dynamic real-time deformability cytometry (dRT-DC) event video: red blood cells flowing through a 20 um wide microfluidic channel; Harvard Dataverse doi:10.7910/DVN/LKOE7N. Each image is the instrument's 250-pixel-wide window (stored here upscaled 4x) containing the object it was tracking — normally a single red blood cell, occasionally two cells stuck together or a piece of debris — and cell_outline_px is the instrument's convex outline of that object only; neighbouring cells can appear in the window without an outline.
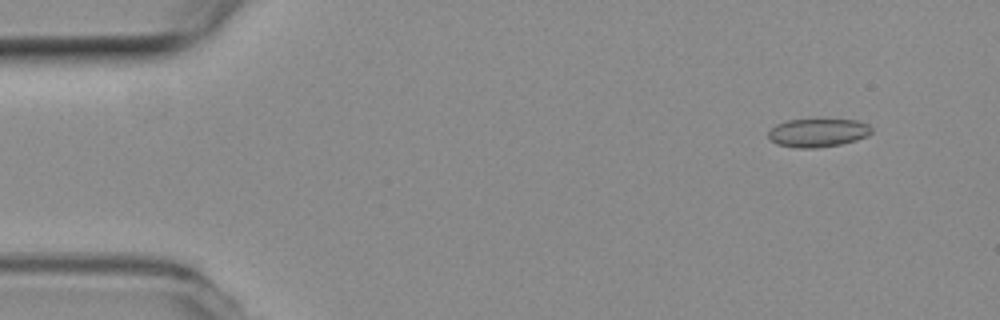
{"species": "common noctule bat (a hibernating species)", "species_latin": "Nyctalus noctula", "temperature_condition": "room temperature", "stored_images_in_passage": 50, "camera_frame_rate_fps": 3000, "um_per_image_px": 0.085, "animal": {"sex": "female", "body_mass_g": 19.3, "forearm_length_mm": 54.1}, "frame": {"image": 1, "passage_image": 1, "time_ms": 0.0, "image_size_px": [1000, 320], "cell_outline_px": [[872, 132], [868, 136], [856, 140], [840, 144], [816, 148], [796, 148], [776, 144], [768, 136], [768, 132], [776, 124], [788, 120], [856, 120], [868, 124], [872, 128]], "centroid_in_image_um": [69.53, 11.29], "position_along_channel_um": 15.5, "area_um2": 16.99}}
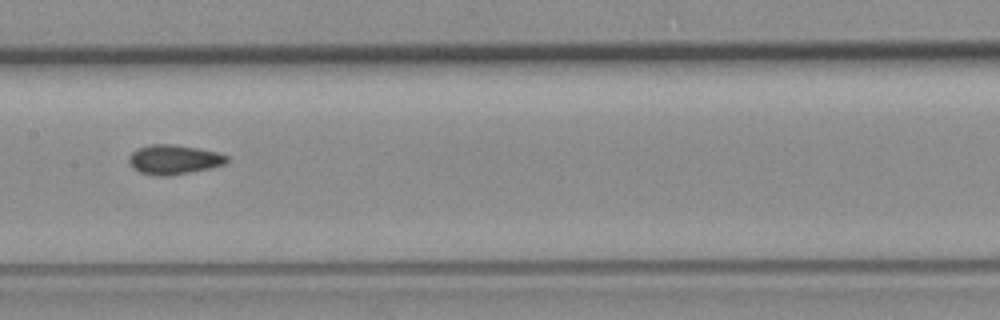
{"frame": {"image": 2, "passage_image": 23, "time_ms": 7.333, "image_size_px": [1000, 320], "cell_outline_px": [[228, 160], [224, 164], [208, 168], [168, 176], [152, 176], [140, 172], [132, 168], [128, 164], [128, 156], [136, 148], [152, 144], [172, 144], [196, 148], [216, 152], [228, 156]], "centroid_in_image_um": [14.7, 13.56], "position_along_channel_um": 192.7, "area_um2": 16.82}}
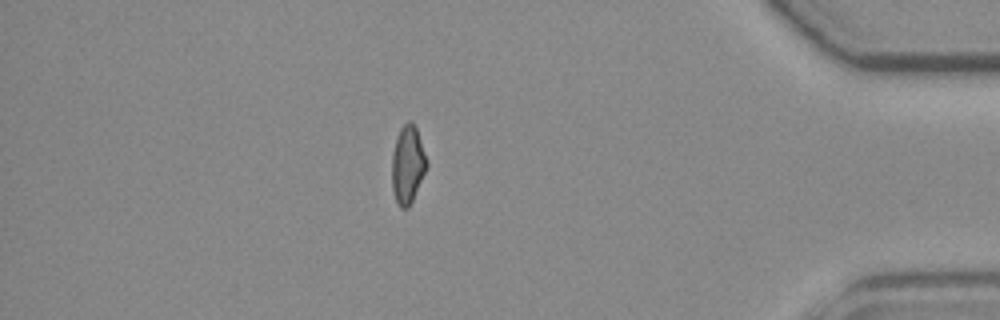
{"frame": {"image": 3, "passage_image": 43, "time_ms": 14.0, "image_size_px": [1000, 320], "cell_outline_px": [[428, 164], [412, 200], [408, 208], [400, 208], [396, 200], [392, 188], [392, 152], [400, 128], [408, 120], [416, 128], [428, 160]], "centroid_in_image_um": [34.65, 13.99], "position_along_channel_um": 400.6, "area_um2": 15.55}, "authors_computed_cell_mechanics": {"area_um2": 16.473, "velocity_mm_per_s": 3.7883, "shape_relaxation_time_tau1_ms": null, "shape_relaxation_time_tau2_ms": 4.1407, "deformation_change_tau1": null, "deformation_change_tau2": 0.0823}}